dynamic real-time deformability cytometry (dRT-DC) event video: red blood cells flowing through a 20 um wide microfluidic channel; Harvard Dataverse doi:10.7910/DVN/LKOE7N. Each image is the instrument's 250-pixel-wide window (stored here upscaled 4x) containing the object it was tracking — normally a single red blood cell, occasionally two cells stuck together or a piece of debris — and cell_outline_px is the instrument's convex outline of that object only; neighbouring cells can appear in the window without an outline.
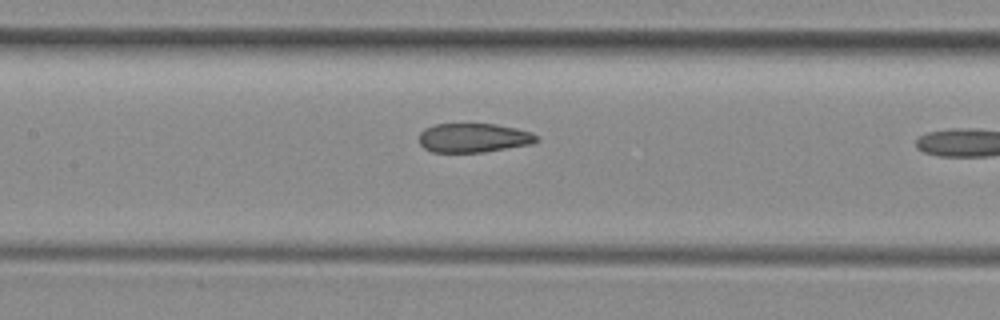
{"species": "common noctule bat (a hibernating species)", "species_latin": "Nyctalus noctula", "temperature_condition": "room temperature", "stored_images_in_passage": 15, "camera_frame_rate_fps": 3000, "um_per_image_px": 0.085, "animal": {"sex": "female", "body_mass_g": 29.2, "forearm_length_mm": 56.3}, "frame": {"image": 1, "passage_image": 13, "time_ms": 4.0, "image_size_px": [1000, 320], "cell_outline_px": [[540, 140], [532, 144], [484, 152], [432, 152], [424, 148], [420, 144], [420, 132], [424, 128], [436, 124], [496, 124], [516, 128], [532, 132]], "centroid_in_image_um": [40.27, 11.71], "position_along_channel_um": 167.1, "area_um2": 20.0}}